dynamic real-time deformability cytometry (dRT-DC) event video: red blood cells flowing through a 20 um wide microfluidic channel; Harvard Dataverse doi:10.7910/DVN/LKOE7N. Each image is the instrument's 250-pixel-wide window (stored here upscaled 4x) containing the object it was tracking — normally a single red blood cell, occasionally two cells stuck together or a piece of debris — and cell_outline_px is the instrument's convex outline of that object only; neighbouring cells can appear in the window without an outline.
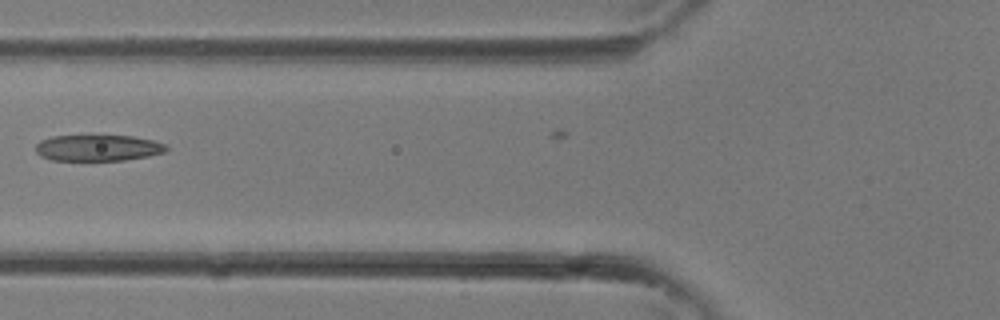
{"species": "common noctule bat (a hibernating species)", "species_latin": "Nyctalus noctula", "temperature_condition": "room temperature", "stored_images_in_passage": 14, "camera_frame_rate_fps": 3000, "um_per_image_px": 0.085, "animal": {"sex": "female"}, "frame": {"image": 1, "passage_image": 13, "time_ms": 4.0, "image_size_px": [1000, 320], "cell_outline_px": [[168, 148], [164, 152], [148, 156], [124, 160], [52, 160], [40, 156], [36, 152], [36, 144], [40, 140], [52, 136], [132, 136], [152, 140], [164, 144]], "centroid_in_image_um": [8.29, 12.57], "position_along_channel_um": 117.5, "area_um2": 19.77}}